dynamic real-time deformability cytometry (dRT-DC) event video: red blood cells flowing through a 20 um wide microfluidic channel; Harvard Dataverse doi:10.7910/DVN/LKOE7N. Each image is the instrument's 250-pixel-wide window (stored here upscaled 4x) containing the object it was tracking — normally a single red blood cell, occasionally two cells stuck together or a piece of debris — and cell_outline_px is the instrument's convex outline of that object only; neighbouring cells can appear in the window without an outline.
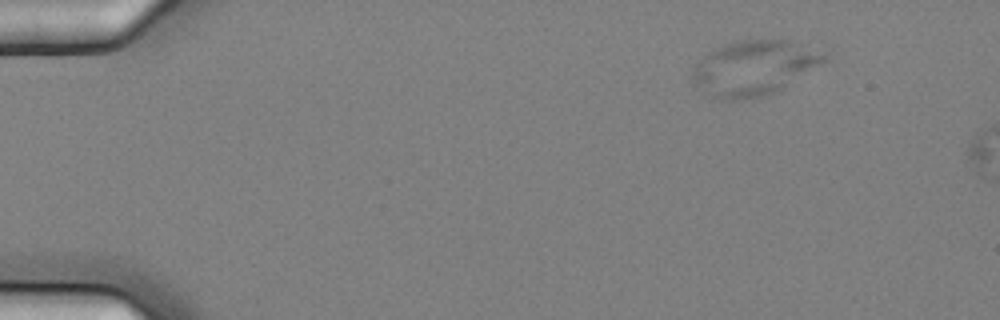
{"species": "common noctule bat (a hibernating species)", "species_latin": "Nyctalus noctula", "temperature_condition": "cold", "stored_images_in_passage": 4, "segment_of_instrument_passage": [1, 2], "camera_frame_rate_fps": 3000, "um_per_image_px": 0.085, "animal": {"sex": "female", "body_mass_g": 25.1}, "frame": {"image": 1, "passage_image": 2, "time_ms": 0.333, "image_size_px": [1000, 320], "cell_outline_px": [[828, 60], [780, 88], [772, 92], [760, 96], [732, 100], [728, 100], [712, 96], [696, 84], [688, 76], [696, 64], [712, 48], [720, 44], [736, 40], [792, 40], [828, 52]], "centroid_in_image_um": [64.09, 5.71], "position_along_channel_um": 20.9, "area_um2": 41.91}}